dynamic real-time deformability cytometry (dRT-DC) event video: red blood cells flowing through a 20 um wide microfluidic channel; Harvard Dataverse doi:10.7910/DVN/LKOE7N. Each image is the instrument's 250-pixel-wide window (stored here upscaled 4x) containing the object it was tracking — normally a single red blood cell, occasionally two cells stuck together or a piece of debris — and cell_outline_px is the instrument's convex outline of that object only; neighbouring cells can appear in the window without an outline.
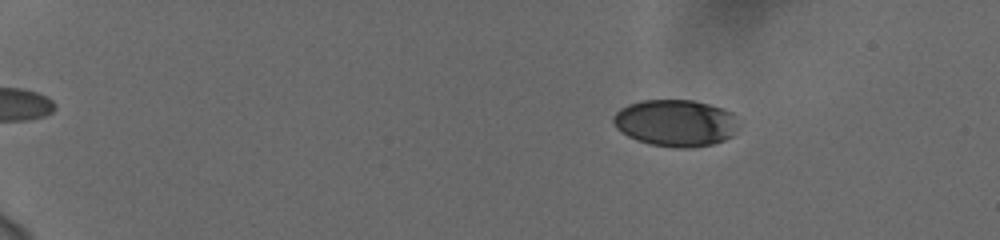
{"species": "human", "species_latin": "Homo sapiens", "temperature_condition": "cold", "stored_images_in_passage": 52, "camera_frame_rate_fps": 3000, "um_per_image_px": 0.085, "donor": {"sex": "female"}, "frame": {"image": 1, "passage_image": 5, "time_ms": 1.333, "image_size_px": [1000, 240], "cell_outline_px": [[740, 124], [732, 136], [724, 140], [712, 144], [688, 148], [676, 148], [648, 144], [636, 140], [628, 136], [616, 128], [612, 120], [612, 116], [620, 108], [628, 104], [644, 100], [692, 100], [708, 104], [732, 112]], "centroid_in_image_um": [57.42, 10.46], "position_along_channel_um": 27.6, "area_um2": 34.39}}
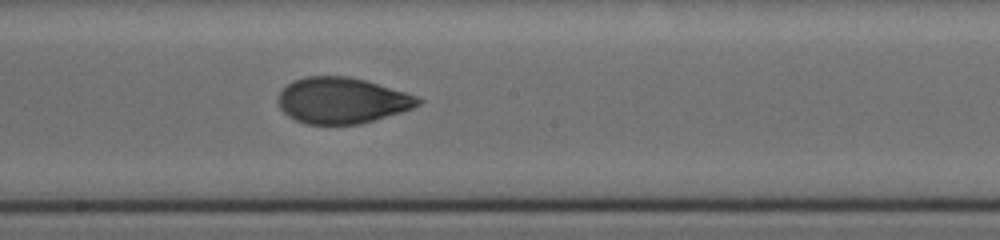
{"frame": {"image": 2, "passage_image": 30, "time_ms": 9.667, "image_size_px": [1000, 240], "cell_outline_px": [[424, 100], [420, 104], [412, 108], [400, 112], [360, 124], [308, 124], [296, 120], [288, 116], [280, 108], [276, 100], [280, 92], [292, 80], [304, 76], [348, 76], [364, 80], [404, 92], [416, 96]], "centroid_in_image_um": [29.03, 8.54], "position_along_channel_um": 219.2, "area_um2": 37.34}}
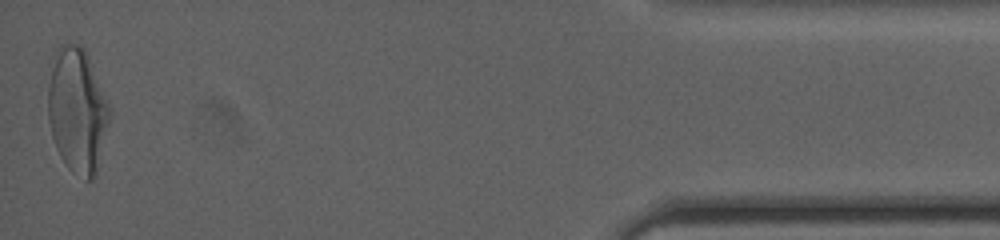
{"frame": {"image": 3, "passage_image": 52, "time_ms": 17.0, "image_size_px": [1000, 240], "cell_outline_px": [[112, 116], [96, 172], [92, 180], [88, 180], [72, 172], [68, 168], [60, 156], [56, 148], [52, 136], [48, 120], [48, 84], [56, 48], [60, 44], [68, 40], [80, 44], [84, 48], [88, 56], [112, 108]], "centroid_in_image_um": [6.59, 9.34], "position_along_channel_um": 428.6, "area_um2": 45.49}, "authors_computed_cell_mechanics": {"area_um2": 37.4833, "velocity_mm_per_s": 3.7467, "shape_relaxation_time_tau1_ms": 3.8395, "shape_relaxation_time_tau2_ms": 1.3685, "deformation_change_tau1": 0.1593, "deformation_change_tau2": 0.0601}}